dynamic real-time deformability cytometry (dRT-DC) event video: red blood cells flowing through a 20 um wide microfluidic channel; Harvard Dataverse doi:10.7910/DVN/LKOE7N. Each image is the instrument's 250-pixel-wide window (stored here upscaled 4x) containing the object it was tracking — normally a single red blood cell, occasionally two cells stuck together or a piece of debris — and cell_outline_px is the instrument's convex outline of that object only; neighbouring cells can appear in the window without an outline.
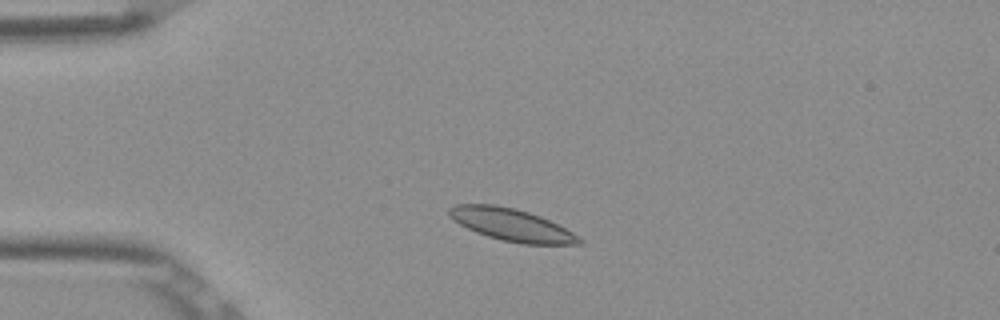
{"species": "Egyptian fruit bat (a non-hibernating species)", "species_latin": "Rousettus aegyptiacus", "temperature_condition": "room temperature", "stored_images_in_passage": 8, "camera_frame_rate_fps": 3000, "um_per_image_px": 0.085, "frame": {"image": 1, "passage_image": 2, "time_ms": 0.333, "image_size_px": [1000, 320], "cell_outline_px": [[584, 240], [580, 244], [524, 244], [500, 240], [476, 232], [452, 220], [448, 216], [448, 208], [456, 204], [496, 204], [516, 208], [540, 216], [580, 236]], "centroid_in_image_um": [43.45, 19.1], "position_along_channel_um": 41.5, "area_um2": 24.51}}
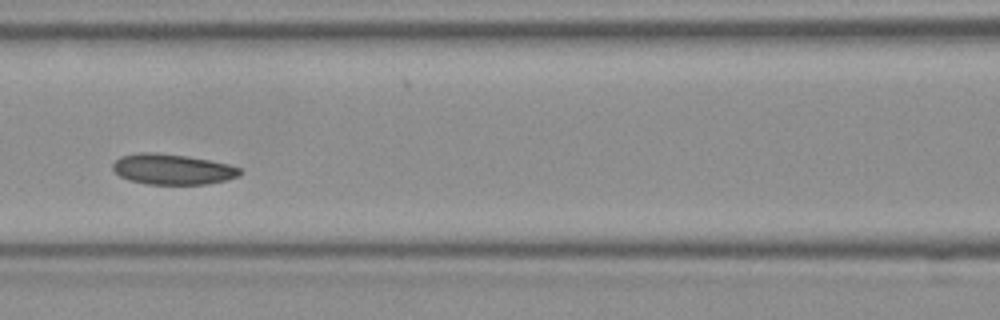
{"frame": {"image": 2, "passage_image": 5, "time_ms": 1.333, "image_size_px": [1000, 320], "cell_outline_px": [[244, 172], [240, 176], [208, 184], [148, 184], [128, 180], [120, 176], [112, 168], [112, 164], [120, 156], [140, 152], [156, 152], [188, 156], [228, 164], [240, 168]], "centroid_in_image_um": [14.66, 14.38], "position_along_channel_um": 151.9, "area_um2": 22.72}}
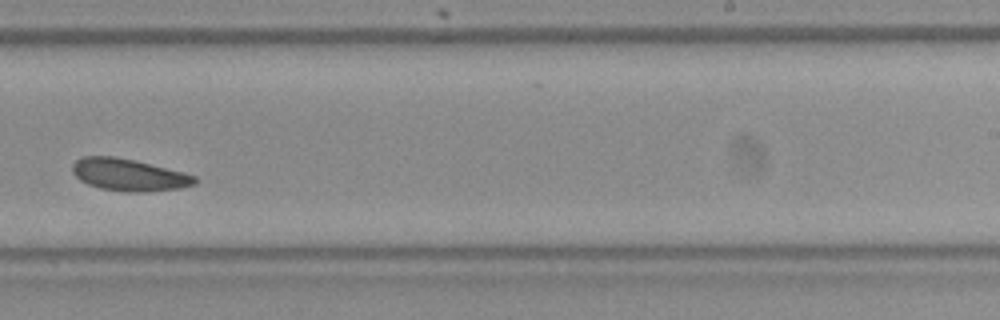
{"frame": {"image": 3, "passage_image": 8, "time_ms": 2.333, "image_size_px": [1000, 320], "cell_outline_px": [[200, 180], [196, 184], [180, 188], [148, 192], [124, 192], [100, 188], [88, 184], [80, 180], [72, 172], [72, 164], [76, 160], [84, 156], [112, 156], [136, 160], [184, 172], [196, 176]], "centroid_in_image_um": [10.99, 14.86], "position_along_channel_um": 278.0, "area_um2": 23.18}}